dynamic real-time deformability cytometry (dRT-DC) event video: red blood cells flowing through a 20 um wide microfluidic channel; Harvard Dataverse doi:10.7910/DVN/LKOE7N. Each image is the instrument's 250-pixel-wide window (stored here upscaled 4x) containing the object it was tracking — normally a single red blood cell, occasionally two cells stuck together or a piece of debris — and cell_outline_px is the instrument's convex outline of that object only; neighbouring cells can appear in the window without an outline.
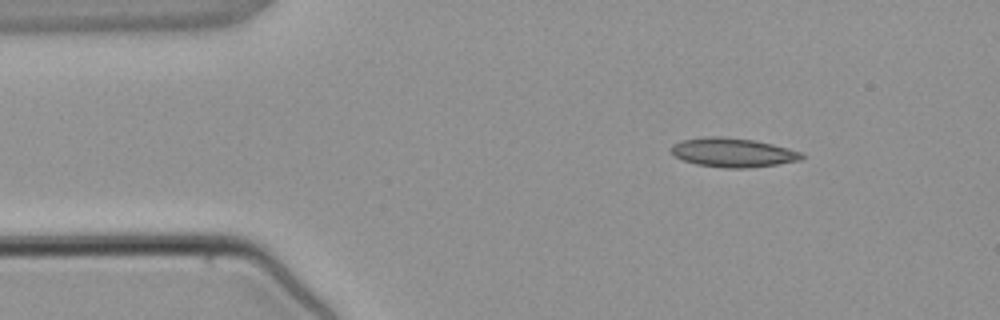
{"species": "common noctule bat (a hibernating species)", "species_latin": "Nyctalus noctula", "temperature_condition": "warm", "stored_images_in_passage": 3, "camera_frame_rate_fps": 3000, "um_per_image_px": 0.085, "animal": {"sex": "male", "body_mass_g": 21.5, "forearm_length_mm": 52.0}, "frame": {"image": 1, "passage_image": 1, "time_ms": 0.0, "image_size_px": [1000, 320], "cell_outline_px": [[804, 156], [800, 160], [776, 164], [748, 168], [724, 168], [696, 164], [684, 160], [676, 156], [672, 152], [672, 148], [676, 144], [684, 140], [708, 136], [720, 136], [756, 140], [804, 152]], "centroid_in_image_um": [62.36, 12.96], "position_along_channel_um": 22.6, "area_um2": 21.91}}
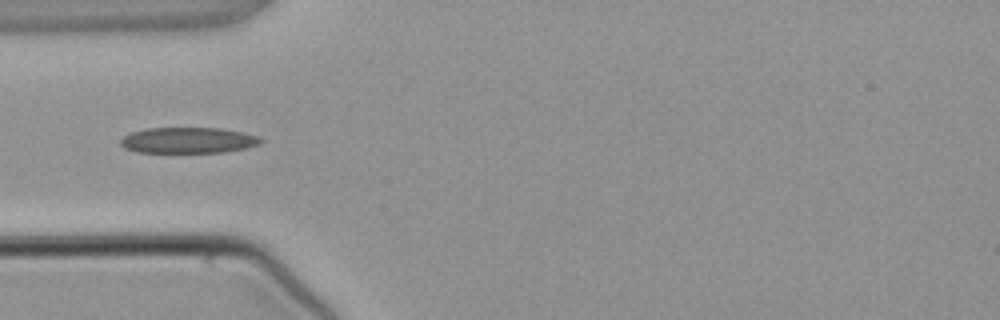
{"frame": {"image": 2, "passage_image": 3, "time_ms": 2.333, "image_size_px": [1000, 320], "cell_outline_px": [[264, 140], [260, 144], [248, 148], [224, 152], [136, 152], [124, 148], [120, 144], [120, 140], [124, 136], [132, 132], [148, 128], [220, 128], [244, 132], [260, 136]], "centroid_in_image_um": [16.05, 11.92], "position_along_channel_um": 69.0, "area_um2": 21.27}}